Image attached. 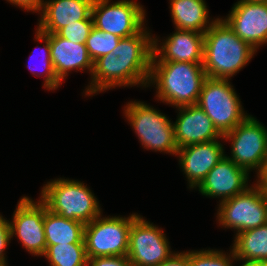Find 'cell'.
Masks as SVG:
<instances>
[{"instance_id":"obj_7","label":"cell","mask_w":267,"mask_h":266,"mask_svg":"<svg viewBox=\"0 0 267 266\" xmlns=\"http://www.w3.org/2000/svg\"><path fill=\"white\" fill-rule=\"evenodd\" d=\"M255 185L220 202L217 218L222 226L234 228L238 234L267 223V197L264 190Z\"/></svg>"},{"instance_id":"obj_6","label":"cell","mask_w":267,"mask_h":266,"mask_svg":"<svg viewBox=\"0 0 267 266\" xmlns=\"http://www.w3.org/2000/svg\"><path fill=\"white\" fill-rule=\"evenodd\" d=\"M125 108L126 117L145 148L176 154L173 124L164 114L144 102L134 101Z\"/></svg>"},{"instance_id":"obj_35","label":"cell","mask_w":267,"mask_h":266,"mask_svg":"<svg viewBox=\"0 0 267 266\" xmlns=\"http://www.w3.org/2000/svg\"><path fill=\"white\" fill-rule=\"evenodd\" d=\"M249 1L267 2V0H249Z\"/></svg>"},{"instance_id":"obj_28","label":"cell","mask_w":267,"mask_h":266,"mask_svg":"<svg viewBox=\"0 0 267 266\" xmlns=\"http://www.w3.org/2000/svg\"><path fill=\"white\" fill-rule=\"evenodd\" d=\"M93 27V19L90 15L86 20L77 21L63 27L57 34L70 42L85 44Z\"/></svg>"},{"instance_id":"obj_24","label":"cell","mask_w":267,"mask_h":266,"mask_svg":"<svg viewBox=\"0 0 267 266\" xmlns=\"http://www.w3.org/2000/svg\"><path fill=\"white\" fill-rule=\"evenodd\" d=\"M43 256L50 266H81L88 262L85 244L50 245Z\"/></svg>"},{"instance_id":"obj_5","label":"cell","mask_w":267,"mask_h":266,"mask_svg":"<svg viewBox=\"0 0 267 266\" xmlns=\"http://www.w3.org/2000/svg\"><path fill=\"white\" fill-rule=\"evenodd\" d=\"M130 217L97 216L84 228V241L88 259L94 257L127 256L132 222Z\"/></svg>"},{"instance_id":"obj_17","label":"cell","mask_w":267,"mask_h":266,"mask_svg":"<svg viewBox=\"0 0 267 266\" xmlns=\"http://www.w3.org/2000/svg\"><path fill=\"white\" fill-rule=\"evenodd\" d=\"M177 154L190 188L198 187L208 172L225 157L222 144L218 140L179 148Z\"/></svg>"},{"instance_id":"obj_34","label":"cell","mask_w":267,"mask_h":266,"mask_svg":"<svg viewBox=\"0 0 267 266\" xmlns=\"http://www.w3.org/2000/svg\"><path fill=\"white\" fill-rule=\"evenodd\" d=\"M241 266H267V261H256L253 263L242 264Z\"/></svg>"},{"instance_id":"obj_13","label":"cell","mask_w":267,"mask_h":266,"mask_svg":"<svg viewBox=\"0 0 267 266\" xmlns=\"http://www.w3.org/2000/svg\"><path fill=\"white\" fill-rule=\"evenodd\" d=\"M225 23L255 50L267 43V2L240 0Z\"/></svg>"},{"instance_id":"obj_3","label":"cell","mask_w":267,"mask_h":266,"mask_svg":"<svg viewBox=\"0 0 267 266\" xmlns=\"http://www.w3.org/2000/svg\"><path fill=\"white\" fill-rule=\"evenodd\" d=\"M41 201L51 212L84 225L101 215L94 194L76 180L60 178L48 182L41 191Z\"/></svg>"},{"instance_id":"obj_12","label":"cell","mask_w":267,"mask_h":266,"mask_svg":"<svg viewBox=\"0 0 267 266\" xmlns=\"http://www.w3.org/2000/svg\"><path fill=\"white\" fill-rule=\"evenodd\" d=\"M36 203L25 196L20 199L10 230L12 237L17 235L29 253L43 256L46 252L44 203L41 200Z\"/></svg>"},{"instance_id":"obj_10","label":"cell","mask_w":267,"mask_h":266,"mask_svg":"<svg viewBox=\"0 0 267 266\" xmlns=\"http://www.w3.org/2000/svg\"><path fill=\"white\" fill-rule=\"evenodd\" d=\"M151 63H129L118 59L112 52L98 58L93 64L92 82L86 95L115 86L148 84Z\"/></svg>"},{"instance_id":"obj_9","label":"cell","mask_w":267,"mask_h":266,"mask_svg":"<svg viewBox=\"0 0 267 266\" xmlns=\"http://www.w3.org/2000/svg\"><path fill=\"white\" fill-rule=\"evenodd\" d=\"M109 0H94L91 16L93 26L103 32L126 38L143 29L145 11L135 1L121 0L108 4Z\"/></svg>"},{"instance_id":"obj_27","label":"cell","mask_w":267,"mask_h":266,"mask_svg":"<svg viewBox=\"0 0 267 266\" xmlns=\"http://www.w3.org/2000/svg\"><path fill=\"white\" fill-rule=\"evenodd\" d=\"M36 39L38 41L42 40L45 41V47L43 48L45 53H43V68H44V73L46 74L45 77V83H44V87L49 89V90H53L56 89L60 84H61V80L57 77L53 64H52V60H51V50H50V44H49V33H42L37 29L36 32ZM33 56L31 55L30 58H32ZM30 64V63H29ZM32 65H28L29 69L31 72H33L34 68L31 67ZM46 71V72H45Z\"/></svg>"},{"instance_id":"obj_29","label":"cell","mask_w":267,"mask_h":266,"mask_svg":"<svg viewBox=\"0 0 267 266\" xmlns=\"http://www.w3.org/2000/svg\"><path fill=\"white\" fill-rule=\"evenodd\" d=\"M91 266H133L127 256L94 257L88 259Z\"/></svg>"},{"instance_id":"obj_4","label":"cell","mask_w":267,"mask_h":266,"mask_svg":"<svg viewBox=\"0 0 267 266\" xmlns=\"http://www.w3.org/2000/svg\"><path fill=\"white\" fill-rule=\"evenodd\" d=\"M232 87L228 79L207 77L197 102L222 136L248 116L244 114L239 97Z\"/></svg>"},{"instance_id":"obj_32","label":"cell","mask_w":267,"mask_h":266,"mask_svg":"<svg viewBox=\"0 0 267 266\" xmlns=\"http://www.w3.org/2000/svg\"><path fill=\"white\" fill-rule=\"evenodd\" d=\"M12 4H15L27 11H41L44 0H8Z\"/></svg>"},{"instance_id":"obj_37","label":"cell","mask_w":267,"mask_h":266,"mask_svg":"<svg viewBox=\"0 0 267 266\" xmlns=\"http://www.w3.org/2000/svg\"><path fill=\"white\" fill-rule=\"evenodd\" d=\"M89 265V263L88 262H86L85 264H83V265H81V266H88ZM91 266V265H90Z\"/></svg>"},{"instance_id":"obj_36","label":"cell","mask_w":267,"mask_h":266,"mask_svg":"<svg viewBox=\"0 0 267 266\" xmlns=\"http://www.w3.org/2000/svg\"><path fill=\"white\" fill-rule=\"evenodd\" d=\"M262 189L264 190L265 195H266V197H267V188H262Z\"/></svg>"},{"instance_id":"obj_20","label":"cell","mask_w":267,"mask_h":266,"mask_svg":"<svg viewBox=\"0 0 267 266\" xmlns=\"http://www.w3.org/2000/svg\"><path fill=\"white\" fill-rule=\"evenodd\" d=\"M85 225L51 212L44 204V232L46 249L56 244H85Z\"/></svg>"},{"instance_id":"obj_18","label":"cell","mask_w":267,"mask_h":266,"mask_svg":"<svg viewBox=\"0 0 267 266\" xmlns=\"http://www.w3.org/2000/svg\"><path fill=\"white\" fill-rule=\"evenodd\" d=\"M94 0H49L43 3L38 30L57 33L60 29L91 15Z\"/></svg>"},{"instance_id":"obj_30","label":"cell","mask_w":267,"mask_h":266,"mask_svg":"<svg viewBox=\"0 0 267 266\" xmlns=\"http://www.w3.org/2000/svg\"><path fill=\"white\" fill-rule=\"evenodd\" d=\"M11 238L10 223L0 215V266H7L3 252Z\"/></svg>"},{"instance_id":"obj_25","label":"cell","mask_w":267,"mask_h":266,"mask_svg":"<svg viewBox=\"0 0 267 266\" xmlns=\"http://www.w3.org/2000/svg\"><path fill=\"white\" fill-rule=\"evenodd\" d=\"M120 39L117 35L103 32L93 27L85 46L92 61L95 62L98 58L111 53L118 45Z\"/></svg>"},{"instance_id":"obj_26","label":"cell","mask_w":267,"mask_h":266,"mask_svg":"<svg viewBox=\"0 0 267 266\" xmlns=\"http://www.w3.org/2000/svg\"><path fill=\"white\" fill-rule=\"evenodd\" d=\"M231 256H226L221 251L201 250L188 252L189 266H232V259H236L233 251Z\"/></svg>"},{"instance_id":"obj_22","label":"cell","mask_w":267,"mask_h":266,"mask_svg":"<svg viewBox=\"0 0 267 266\" xmlns=\"http://www.w3.org/2000/svg\"><path fill=\"white\" fill-rule=\"evenodd\" d=\"M234 242L231 251L236 259L244 260V264L267 261V223L238 233Z\"/></svg>"},{"instance_id":"obj_14","label":"cell","mask_w":267,"mask_h":266,"mask_svg":"<svg viewBox=\"0 0 267 266\" xmlns=\"http://www.w3.org/2000/svg\"><path fill=\"white\" fill-rule=\"evenodd\" d=\"M249 173L225 156L198 185L200 193L208 197L232 198L248 188Z\"/></svg>"},{"instance_id":"obj_15","label":"cell","mask_w":267,"mask_h":266,"mask_svg":"<svg viewBox=\"0 0 267 266\" xmlns=\"http://www.w3.org/2000/svg\"><path fill=\"white\" fill-rule=\"evenodd\" d=\"M178 108L180 112L173 124L178 149L191 144L206 143L223 138L211 119L197 104Z\"/></svg>"},{"instance_id":"obj_2","label":"cell","mask_w":267,"mask_h":266,"mask_svg":"<svg viewBox=\"0 0 267 266\" xmlns=\"http://www.w3.org/2000/svg\"><path fill=\"white\" fill-rule=\"evenodd\" d=\"M206 78L202 64L151 62L148 84H156L160 101L180 107L197 104Z\"/></svg>"},{"instance_id":"obj_31","label":"cell","mask_w":267,"mask_h":266,"mask_svg":"<svg viewBox=\"0 0 267 266\" xmlns=\"http://www.w3.org/2000/svg\"><path fill=\"white\" fill-rule=\"evenodd\" d=\"M158 266H189L188 252L174 253Z\"/></svg>"},{"instance_id":"obj_23","label":"cell","mask_w":267,"mask_h":266,"mask_svg":"<svg viewBox=\"0 0 267 266\" xmlns=\"http://www.w3.org/2000/svg\"><path fill=\"white\" fill-rule=\"evenodd\" d=\"M112 53L129 63H151L153 38L144 28L133 36L121 38Z\"/></svg>"},{"instance_id":"obj_16","label":"cell","mask_w":267,"mask_h":266,"mask_svg":"<svg viewBox=\"0 0 267 266\" xmlns=\"http://www.w3.org/2000/svg\"><path fill=\"white\" fill-rule=\"evenodd\" d=\"M157 42V39L153 38V56L151 62L176 61L203 64V33L176 29V32L165 40L161 48H159ZM159 56L160 58L157 59Z\"/></svg>"},{"instance_id":"obj_33","label":"cell","mask_w":267,"mask_h":266,"mask_svg":"<svg viewBox=\"0 0 267 266\" xmlns=\"http://www.w3.org/2000/svg\"><path fill=\"white\" fill-rule=\"evenodd\" d=\"M258 175V178H260L257 181V184L261 187V188H267V159L264 163V166L261 170V172Z\"/></svg>"},{"instance_id":"obj_11","label":"cell","mask_w":267,"mask_h":266,"mask_svg":"<svg viewBox=\"0 0 267 266\" xmlns=\"http://www.w3.org/2000/svg\"><path fill=\"white\" fill-rule=\"evenodd\" d=\"M172 254L161 229L141 216L132 222L127 258L133 266H158Z\"/></svg>"},{"instance_id":"obj_19","label":"cell","mask_w":267,"mask_h":266,"mask_svg":"<svg viewBox=\"0 0 267 266\" xmlns=\"http://www.w3.org/2000/svg\"><path fill=\"white\" fill-rule=\"evenodd\" d=\"M51 60L57 77L62 81L70 70L88 69L93 72V64L85 44L73 43L60 37L57 33H49Z\"/></svg>"},{"instance_id":"obj_8","label":"cell","mask_w":267,"mask_h":266,"mask_svg":"<svg viewBox=\"0 0 267 266\" xmlns=\"http://www.w3.org/2000/svg\"><path fill=\"white\" fill-rule=\"evenodd\" d=\"M223 139L232 141L229 159L247 172L251 169L261 172L267 159V129L259 121L248 115Z\"/></svg>"},{"instance_id":"obj_1","label":"cell","mask_w":267,"mask_h":266,"mask_svg":"<svg viewBox=\"0 0 267 266\" xmlns=\"http://www.w3.org/2000/svg\"><path fill=\"white\" fill-rule=\"evenodd\" d=\"M255 51L223 19L217 18L204 33L202 65L206 76L229 80L251 60Z\"/></svg>"},{"instance_id":"obj_21","label":"cell","mask_w":267,"mask_h":266,"mask_svg":"<svg viewBox=\"0 0 267 266\" xmlns=\"http://www.w3.org/2000/svg\"><path fill=\"white\" fill-rule=\"evenodd\" d=\"M171 16L177 30L205 33L217 20L209 23L204 0H170ZM207 23L208 26H207ZM206 25V26H205Z\"/></svg>"}]
</instances>
